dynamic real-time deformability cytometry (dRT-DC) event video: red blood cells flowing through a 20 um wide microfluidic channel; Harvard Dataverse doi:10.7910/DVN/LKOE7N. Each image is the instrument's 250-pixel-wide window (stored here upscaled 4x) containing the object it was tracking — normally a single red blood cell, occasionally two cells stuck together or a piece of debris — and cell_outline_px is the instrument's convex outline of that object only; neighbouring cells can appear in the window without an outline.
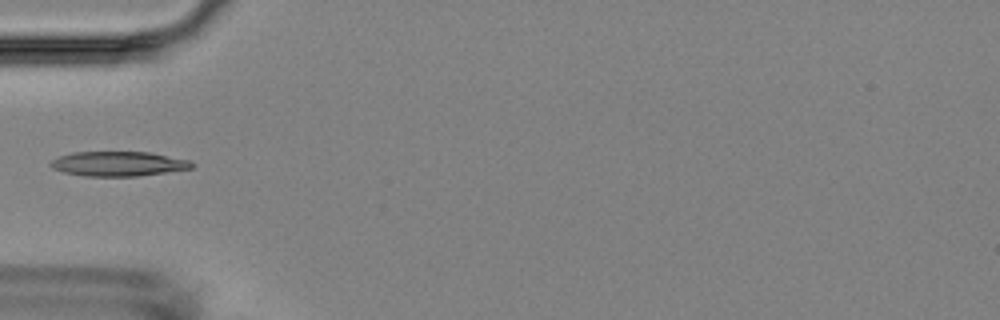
{"species": "Egyptian fruit bat (a non-hibernating species)", "species_latin": "Rousettus aegyptiacus", "temperature_condition": "room temperature", "stored_images_in_passage": 3, "camera_frame_rate_fps": 3000, "um_per_image_px": 0.085, "animal": {"sex": "female"}, "frame": {"image": 1, "passage_image": 1, "time_ms": 0.0, "image_size_px": [1000, 320], "cell_outline_px": [[196, 164], [192, 168], [136, 176], [84, 176], [64, 172], [52, 168], [48, 164], [52, 160], [60, 156], [72, 152], [148, 152], [188, 160]], "centroid_in_image_um": [10.02, 13.92], "position_along_channel_um": 75.0, "area_um2": 20.11}}